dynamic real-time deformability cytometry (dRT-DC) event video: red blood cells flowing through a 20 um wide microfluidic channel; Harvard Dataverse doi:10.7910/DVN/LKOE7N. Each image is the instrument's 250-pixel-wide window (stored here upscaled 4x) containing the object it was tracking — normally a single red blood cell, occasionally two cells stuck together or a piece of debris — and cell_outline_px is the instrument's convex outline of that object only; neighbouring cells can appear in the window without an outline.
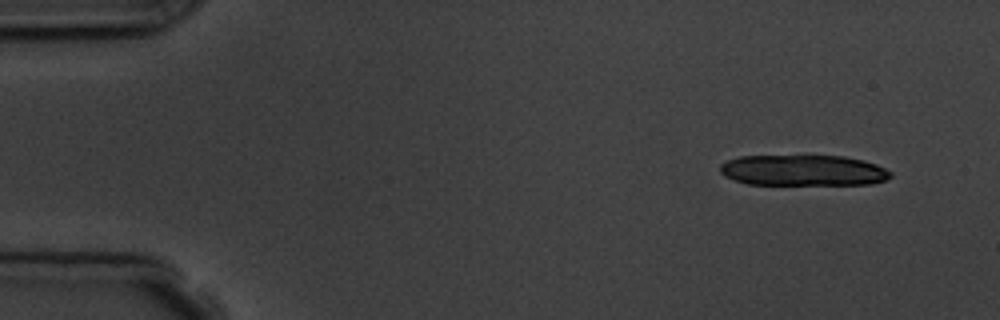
{"species": "common noctule bat (a hibernating species)", "species_latin": "Nyctalus noctula", "temperature_condition": "room temperature", "stored_images_in_passage": 9, "camera_frame_rate_fps": 3000, "um_per_image_px": 0.085, "animal": {"sex": "male", "body_mass_g": 19.5, "forearm_length_mm": 54.6}, "frame": {"image": 1, "passage_image": 1, "time_ms": 0.0, "image_size_px": [1000, 320], "cell_outline_px": [[892, 176], [888, 180], [872, 184], [748, 184], [724, 176], [720, 172], [720, 164], [728, 160], [740, 156], [844, 156], [864, 160], [876, 164], [892, 172]], "centroid_in_image_um": [68.31, 14.48], "position_along_channel_um": 16.7, "area_um2": 30.69}}